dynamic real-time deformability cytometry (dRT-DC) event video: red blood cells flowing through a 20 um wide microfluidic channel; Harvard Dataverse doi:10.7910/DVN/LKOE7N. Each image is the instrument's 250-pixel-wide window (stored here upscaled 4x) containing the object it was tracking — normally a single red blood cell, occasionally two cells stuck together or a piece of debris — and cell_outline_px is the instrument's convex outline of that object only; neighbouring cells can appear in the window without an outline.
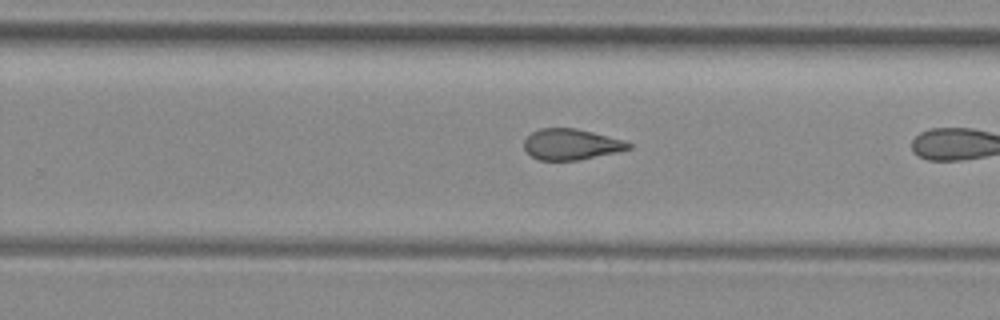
{"species": "common noctule bat (a hibernating species)", "species_latin": "Nyctalus noctula", "temperature_condition": "room temperature", "stored_images_in_passage": 26, "camera_frame_rate_fps": 3000, "um_per_image_px": 0.085, "animal": {"sex": "female", "body_mass_g": 29.2, "forearm_length_mm": 56.3}, "frame": {"image": 1, "passage_image": 19, "time_ms": 6.0, "image_size_px": [1000, 320], "cell_outline_px": [[632, 148], [616, 152], [580, 160], [540, 160], [532, 156], [524, 148], [524, 140], [532, 132], [540, 128], [576, 128], [624, 140], [632, 144]], "centroid_in_image_um": [48.55, 12.27], "position_along_channel_um": 281.2, "area_um2": 18.73}}
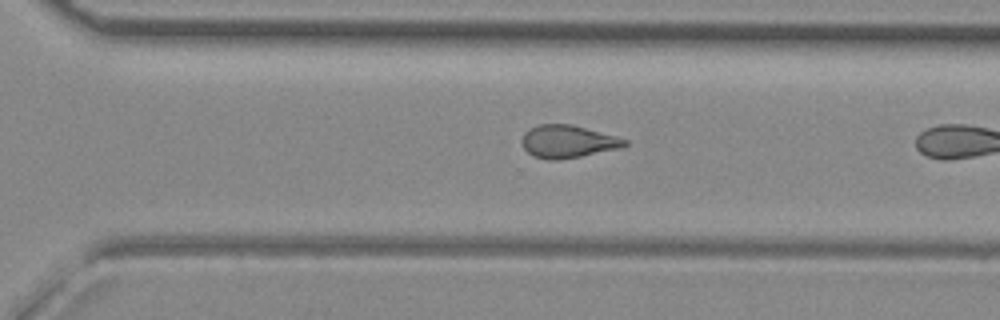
{"frame": {"image": 2, "passage_image": 22, "time_ms": 7.0, "image_size_px": [1000, 320], "cell_outline_px": [[628, 144], [620, 148], [560, 160], [548, 160], [532, 156], [524, 148], [524, 132], [528, 128], [540, 124], [572, 124], [616, 136], [628, 140]], "centroid_in_image_um": [48.27, 12.03], "position_along_channel_um": 322.3, "area_um2": 19.48}}